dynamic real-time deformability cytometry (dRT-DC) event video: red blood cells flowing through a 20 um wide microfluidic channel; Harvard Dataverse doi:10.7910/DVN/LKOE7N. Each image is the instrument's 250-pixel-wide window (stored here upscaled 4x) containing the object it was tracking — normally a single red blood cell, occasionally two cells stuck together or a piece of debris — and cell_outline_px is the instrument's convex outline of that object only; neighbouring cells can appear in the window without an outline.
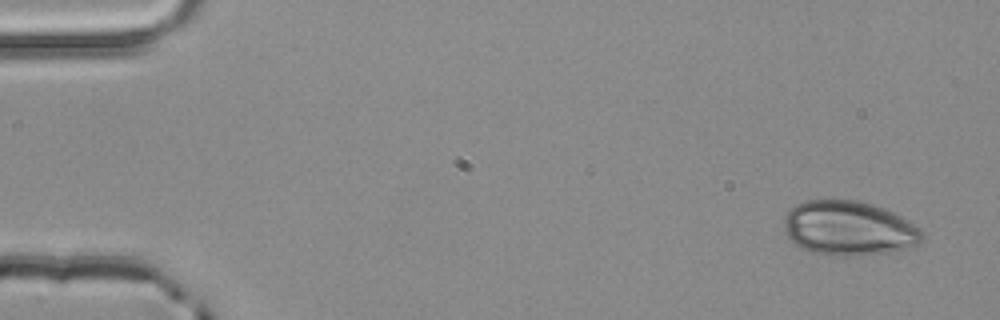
{"species": "common noctule bat (a hibernating species)", "species_latin": "Nyctalus noctula", "temperature_condition": "room temperature", "stored_images_in_passage": 3, "camera_frame_rate_fps": 3000, "um_per_image_px": 0.085, "animal": {"sex": "male", "body_mass_g": 20.4}, "frame": {"image": 1, "passage_image": 1, "time_ms": 0.0, "image_size_px": [1000, 320], "cell_outline_px": [[924, 236], [916, 244], [904, 248], [888, 252], [864, 256], [832, 256], [812, 252], [800, 248], [788, 236], [784, 228], [784, 212], [796, 204], [808, 200], [856, 200], [872, 204], [884, 208], [908, 220], [920, 228]], "centroid_in_image_um": [72.11, 19.4], "position_along_channel_um": 12.9, "area_um2": 44.04}}
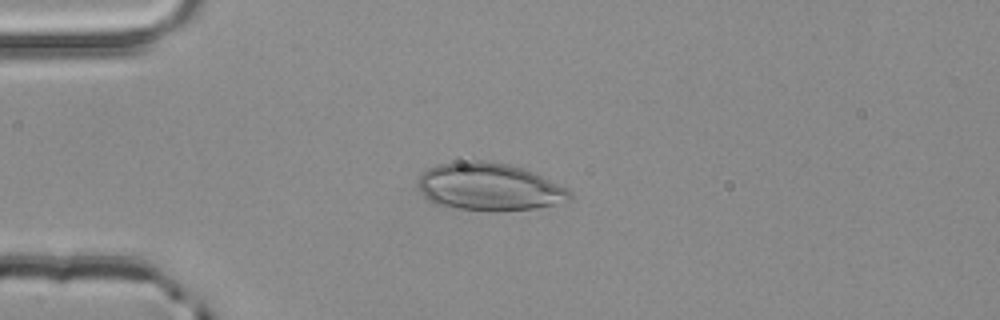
{"frame": {"image": 2, "passage_image": 3, "time_ms": 0.667, "image_size_px": [1000, 320], "cell_outline_px": [[572, 200], [556, 204], [536, 208], [460, 208], [436, 204], [428, 200], [424, 196], [416, 184], [416, 180], [428, 168], [436, 164], [472, 160], [484, 160], [508, 164], [532, 172], [568, 188], [572, 192]], "centroid_in_image_um": [41.57, 15.84], "position_along_channel_um": 43.4, "area_um2": 41.21}}